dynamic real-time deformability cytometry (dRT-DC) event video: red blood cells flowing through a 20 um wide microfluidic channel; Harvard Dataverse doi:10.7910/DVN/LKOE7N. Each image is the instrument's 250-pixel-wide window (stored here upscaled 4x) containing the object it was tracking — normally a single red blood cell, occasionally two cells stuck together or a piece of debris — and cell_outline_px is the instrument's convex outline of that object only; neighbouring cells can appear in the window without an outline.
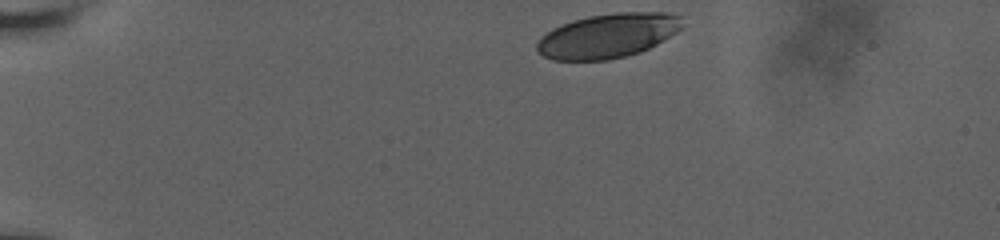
{"species": "human", "species_latin": "Homo sapiens", "temperature_condition": "room temperature", "stored_images_in_passage": 46, "camera_frame_rate_fps": 3000, "um_per_image_px": 0.085, "donor": {"sex": "male"}, "frame": {"image": 1, "passage_image": 1, "time_ms": 0.0, "image_size_px": [1000, 240], "cell_outline_px": [[680, 28], [676, 32], [656, 44], [640, 52], [608, 60], [552, 60], [536, 52], [536, 44], [552, 28], [572, 20], [588, 16], [616, 12], [664, 12], [680, 16]], "centroid_in_image_um": [51.63, 3.04], "position_along_channel_um": 33.4, "area_um2": 37.28}}
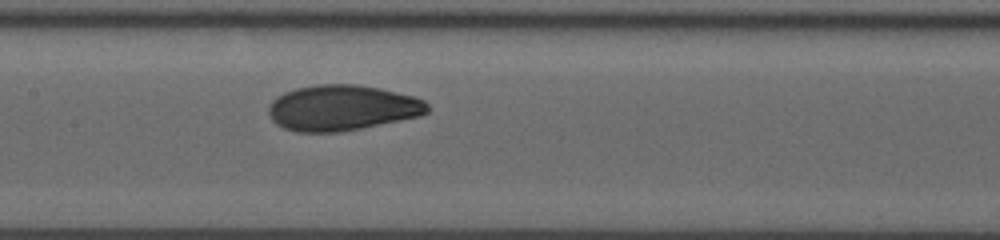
{"frame": {"image": 2, "passage_image": 30, "time_ms": 6.333, "image_size_px": [1000, 240], "cell_outline_px": [[428, 112], [420, 116], [340, 132], [296, 132], [284, 128], [276, 124], [272, 120], [268, 112], [268, 104], [276, 96], [284, 92], [296, 88], [316, 84], [356, 84], [380, 88], [412, 96], [424, 100], [428, 104]], "centroid_in_image_um": [29.03, 9.16], "position_along_channel_um": 178.4, "area_um2": 42.31}}
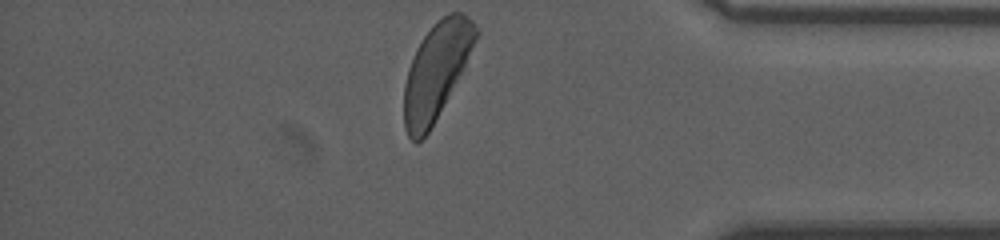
{"frame": {"image": 3, "passage_image": 46, "time_ms": 13.0, "image_size_px": [1000, 240], "cell_outline_px": [[480, 32], [464, 68], [428, 132], [416, 144], [408, 136], [404, 128], [404, 84], [408, 68], [416, 48], [432, 24], [436, 20], [448, 12], [464, 12], [472, 20]], "centroid_in_image_um": [37.09, 5.99], "position_along_channel_um": 398.1, "area_um2": 40.11}, "authors_computed_cell_mechanics": {"area_um2": 41.4137, "velocity_mm_per_s": 3.6114, "shape_relaxation_time_tau1_ms": 3.3353, "shape_relaxation_time_tau2_ms": 1.2945, "deformation_change_tau1": 0.1343, "deformation_change_tau2": 0.038}}